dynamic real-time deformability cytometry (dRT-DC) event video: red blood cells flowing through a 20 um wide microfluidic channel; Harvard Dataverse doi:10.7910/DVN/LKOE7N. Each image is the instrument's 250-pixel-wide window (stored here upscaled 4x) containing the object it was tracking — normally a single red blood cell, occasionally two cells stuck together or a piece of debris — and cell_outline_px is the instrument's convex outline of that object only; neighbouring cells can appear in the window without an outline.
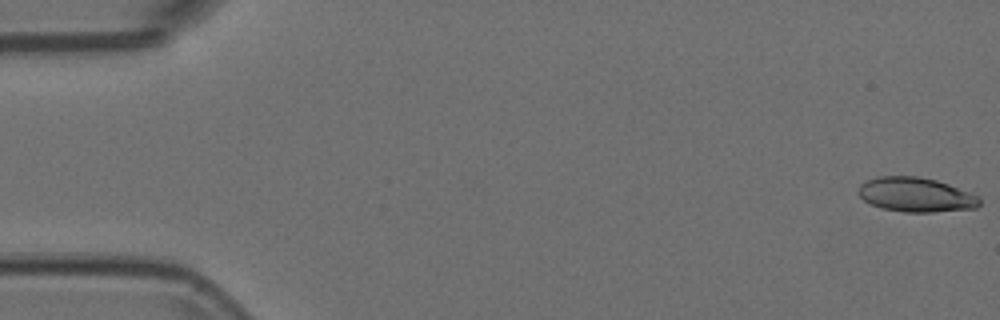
{"species": "Egyptian fruit bat (a non-hibernating species)", "species_latin": "Rousettus aegyptiacus", "temperature_condition": "room temperature", "stored_images_in_passage": 37, "camera_frame_rate_fps": 3000, "um_per_image_px": 0.085, "animal": {"sex": "female"}, "frame": {"image": 1, "passage_image": 1, "time_ms": 0.0, "image_size_px": [1000, 320], "cell_outline_px": [[980, 204], [976, 208], [932, 212], [904, 212], [880, 208], [868, 204], [856, 192], [860, 184], [876, 176], [916, 176], [936, 180], [948, 184], [980, 196]], "centroid_in_image_um": [77.81, 16.55], "position_along_channel_um": 7.2, "area_um2": 24.51}}
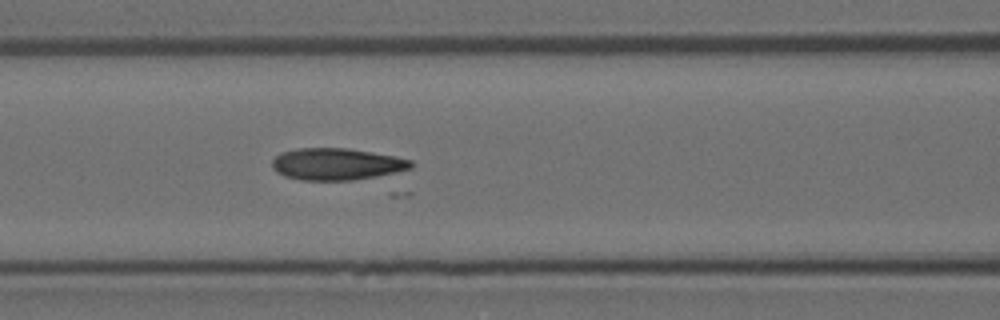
{"frame": {"image": 2, "passage_image": 23, "time_ms": 7.333, "image_size_px": [1000, 320], "cell_outline_px": [[416, 164], [412, 168], [388, 176], [352, 180], [300, 180], [284, 176], [276, 172], [272, 168], [272, 160], [280, 152], [296, 148], [348, 148], [396, 156], [412, 160]], "centroid_in_image_um": [28.68, 13.96], "position_along_channel_um": 137.9, "area_um2": 26.47}}
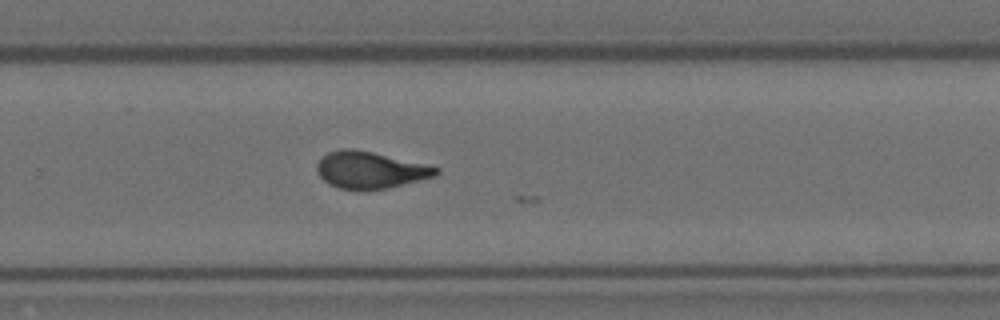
{"frame": {"image": 3, "passage_image": 36, "time_ms": 11.667, "image_size_px": [1000, 320], "cell_outline_px": [[440, 172], [436, 176], [388, 188], [368, 192], [360, 192], [340, 188], [328, 184], [320, 176], [316, 168], [316, 164], [328, 152], [340, 148], [352, 148], [372, 152], [440, 168]], "centroid_in_image_um": [31.44, 14.48], "position_along_channel_um": 298.4, "area_um2": 25.84}}